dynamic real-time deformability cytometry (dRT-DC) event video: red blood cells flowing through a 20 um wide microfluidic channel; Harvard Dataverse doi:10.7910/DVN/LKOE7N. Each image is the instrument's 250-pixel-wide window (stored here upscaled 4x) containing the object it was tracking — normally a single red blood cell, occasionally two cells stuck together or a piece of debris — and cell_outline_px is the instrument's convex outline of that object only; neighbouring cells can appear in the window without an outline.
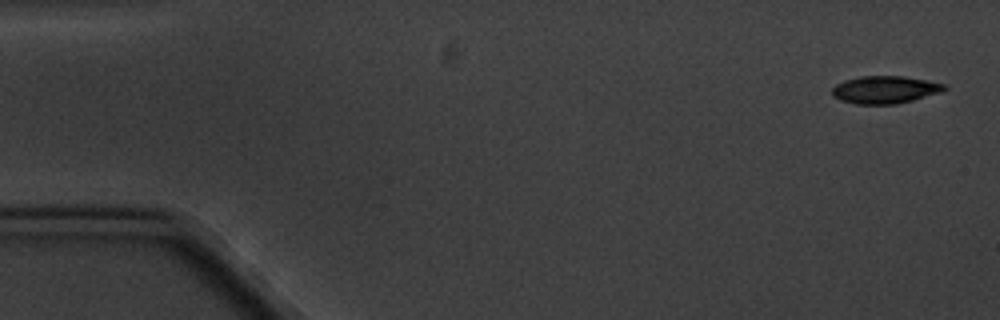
{"species": "common noctule bat (a hibernating species)", "species_latin": "Nyctalus noctula", "temperature_condition": "cold", "stored_images_in_passage": 6, "segment_of_instrument_passage": [1, 2], "camera_frame_rate_fps": 3000, "um_per_image_px": 0.085, "animal": {"sex": "male", "body_mass_g": 20.1, "forearm_length_mm": 53.5}, "frame": {"image": 1, "passage_image": 1, "time_ms": 0.0, "image_size_px": [1000, 320], "cell_outline_px": [[948, 88], [940, 92], [912, 100], [896, 104], [856, 104], [840, 100], [832, 96], [832, 88], [836, 84], [844, 80], [860, 76], [904, 76], [944, 84]], "centroid_in_image_um": [75.17, 7.62], "position_along_channel_um": 9.8, "area_um2": 17.92}}